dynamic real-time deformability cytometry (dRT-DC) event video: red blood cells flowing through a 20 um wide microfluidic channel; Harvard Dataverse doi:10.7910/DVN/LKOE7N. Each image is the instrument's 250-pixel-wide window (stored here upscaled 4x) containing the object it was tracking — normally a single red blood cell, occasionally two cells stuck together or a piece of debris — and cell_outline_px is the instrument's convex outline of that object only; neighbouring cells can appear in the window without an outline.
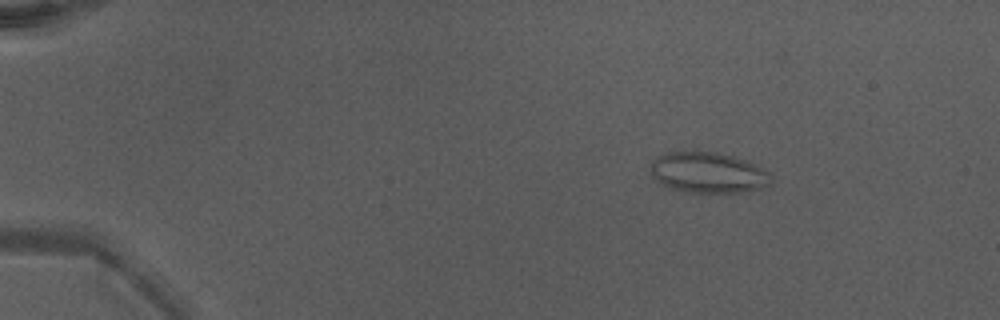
{"species": "Egyptian fruit bat (a non-hibernating species)", "species_latin": "Rousettus aegyptiacus", "temperature_condition": "warm", "stored_images_in_passage": 42, "camera_frame_rate_fps": 3000, "um_per_image_px": 0.085, "animal": {"sex": "male"}, "frame": {"image": 1, "passage_image": 1, "time_ms": 0.0, "image_size_px": [1000, 320], "cell_outline_px": [[772, 184], [768, 188], [740, 192], [688, 192], [672, 188], [656, 180], [652, 176], [652, 160], [668, 152], [716, 152], [732, 156], [744, 160], [768, 172], [772, 176]], "centroid_in_image_um": [60.24, 14.69], "position_along_channel_um": 24.8, "area_um2": 28.26}}
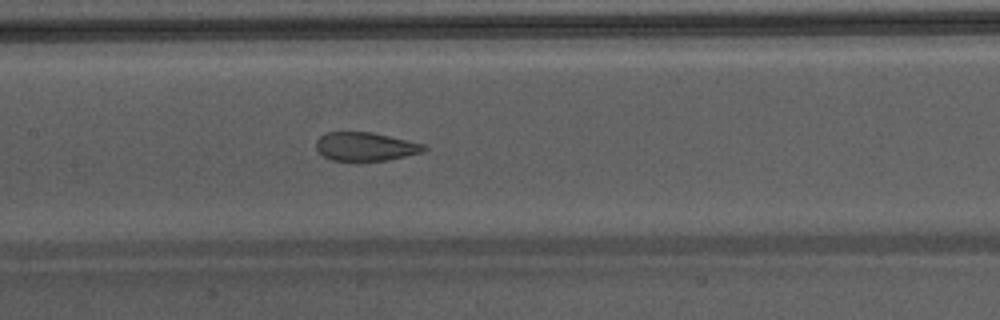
{"frame": {"image": 2, "passage_image": 19, "time_ms": 6.0, "image_size_px": [1000, 320], "cell_outline_px": [[428, 148], [424, 152], [388, 160], [332, 160], [324, 156], [316, 148], [316, 140], [320, 136], [328, 132], [372, 132], [424, 144]], "centroid_in_image_um": [31.08, 12.45], "position_along_channel_um": 176.3, "area_um2": 17.8}}
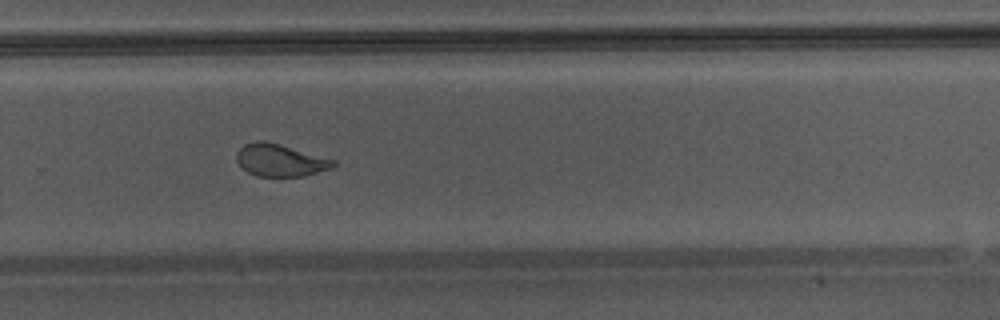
{"frame": {"image": 3, "passage_image": 28, "time_ms": 9.0, "image_size_px": [1000, 320], "cell_outline_px": [[336, 164], [332, 168], [304, 176], [256, 176], [248, 172], [236, 160], [236, 152], [244, 144], [256, 140], [264, 140], [280, 144], [336, 160]], "centroid_in_image_um": [23.81, 13.61], "position_along_channel_um": 306.0, "area_um2": 18.21}, "authors_computed_cell_mechanics": {"area_um2": 21.097, "velocity_mm_per_s": 4.3299, "shape_relaxation_time_tau1_ms": 8.7355, "shape_relaxation_time_tau2_ms": 0.9139, "deformation_change_tau1": 0.2204, "deformation_change_tau2": 0.0752}}